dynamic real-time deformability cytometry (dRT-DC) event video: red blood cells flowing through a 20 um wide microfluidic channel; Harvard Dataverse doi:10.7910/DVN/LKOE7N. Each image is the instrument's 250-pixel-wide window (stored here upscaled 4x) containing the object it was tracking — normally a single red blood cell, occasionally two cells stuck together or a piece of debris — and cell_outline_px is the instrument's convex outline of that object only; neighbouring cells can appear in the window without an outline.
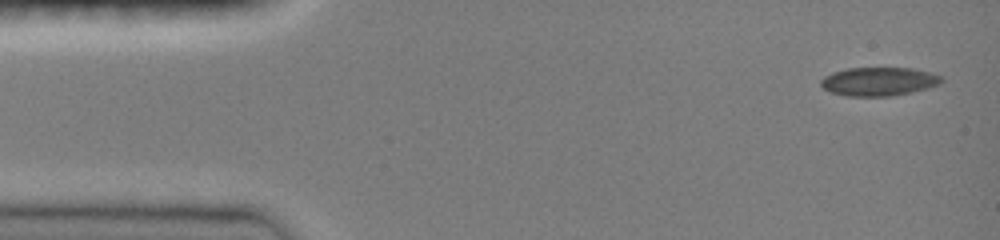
{"species": "common noctule bat (a hibernating species)", "species_latin": "Nyctalus noctula", "temperature_condition": "room temperature", "stored_images_in_passage": 35, "camera_frame_rate_fps": 3000, "um_per_image_px": 0.085, "animal": {"sex": "female", "body_mass_g": 19.0, "forearm_length_mm": 51.5}, "frame": {"image": 1, "passage_image": 1, "time_ms": 0.0, "image_size_px": [1000, 240], "cell_outline_px": [[944, 80], [940, 84], [928, 88], [912, 92], [892, 96], [844, 96], [828, 92], [820, 84], [820, 80], [824, 76], [832, 72], [848, 68], [912, 68], [928, 72], [940, 76]], "centroid_in_image_um": [74.66, 6.93], "position_along_channel_um": 10.3, "area_um2": 20.23}}
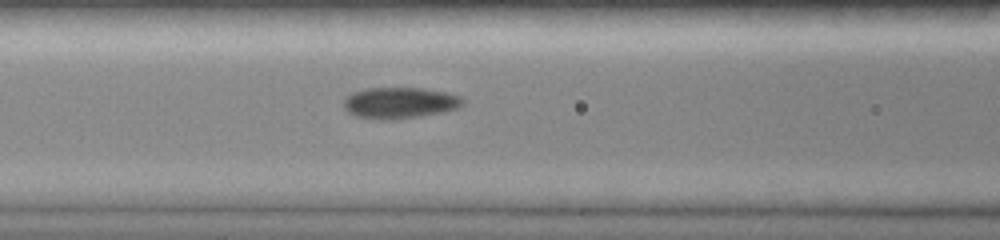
{"frame": {"image": 2, "passage_image": 15, "time_ms": 5.667, "image_size_px": [1000, 240], "cell_outline_px": [[464, 104], [460, 108], [444, 112], [420, 116], [388, 120], [380, 120], [356, 116], [348, 112], [344, 108], [344, 100], [352, 92], [368, 88], [420, 88], [448, 92], [460, 96], [464, 100]], "centroid_in_image_um": [34.01, 8.74], "position_along_channel_um": 132.6, "area_um2": 21.79}}
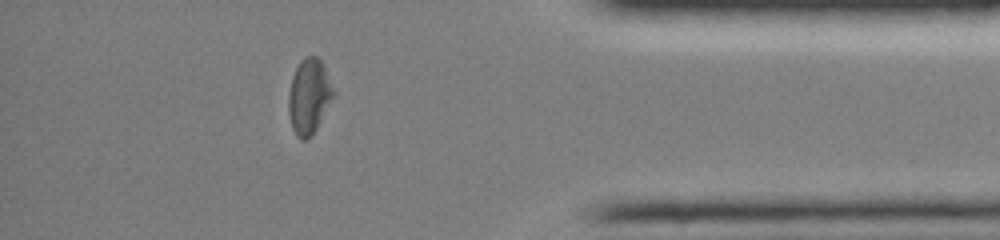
{"frame": {"image": 3, "passage_image": 31, "time_ms": 13.0, "image_size_px": [1000, 240], "cell_outline_px": [[336, 96], [312, 136], [304, 140], [300, 140], [296, 136], [292, 128], [288, 112], [288, 92], [292, 76], [300, 60], [304, 56], [316, 56], [324, 64], [336, 92]], "centroid_in_image_um": [26.29, 8.19], "position_along_channel_um": 408.9, "area_um2": 20.29}, "authors_computed_cell_mechanics": {"area_um2": 20.5768, "velocity_mm_per_s": 4.0202, "shape_relaxation_time_tau1_ms": null, "shape_relaxation_time_tau2_ms": 2.8287, "deformation_change_tau1": null, "deformation_change_tau2": 0.0672}}